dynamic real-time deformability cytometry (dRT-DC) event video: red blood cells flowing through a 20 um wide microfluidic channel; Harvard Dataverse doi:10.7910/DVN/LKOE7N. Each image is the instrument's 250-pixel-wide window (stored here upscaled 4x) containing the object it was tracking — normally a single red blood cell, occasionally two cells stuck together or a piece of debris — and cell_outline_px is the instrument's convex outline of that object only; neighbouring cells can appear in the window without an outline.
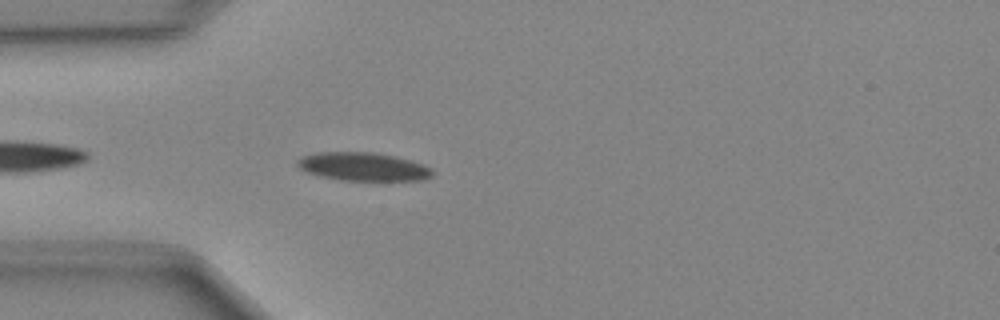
{"species": "Egyptian fruit bat (a non-hibernating species)", "species_latin": "Rousettus aegyptiacus", "temperature_condition": "cold", "stored_images_in_passage": 8, "camera_frame_rate_fps": 3000, "um_per_image_px": 0.085, "animal": {"sex": "female"}, "frame": {"image": 1, "passage_image": 3, "time_ms": 0.667, "image_size_px": [1000, 320], "cell_outline_px": [[432, 176], [424, 180], [340, 180], [320, 176], [308, 172], [300, 168], [296, 164], [296, 160], [300, 156], [316, 152], [376, 152], [396, 156], [412, 160], [424, 164], [432, 168]], "centroid_in_image_um": [30.87, 14.15], "position_along_channel_um": 54.1, "area_um2": 22.54}}